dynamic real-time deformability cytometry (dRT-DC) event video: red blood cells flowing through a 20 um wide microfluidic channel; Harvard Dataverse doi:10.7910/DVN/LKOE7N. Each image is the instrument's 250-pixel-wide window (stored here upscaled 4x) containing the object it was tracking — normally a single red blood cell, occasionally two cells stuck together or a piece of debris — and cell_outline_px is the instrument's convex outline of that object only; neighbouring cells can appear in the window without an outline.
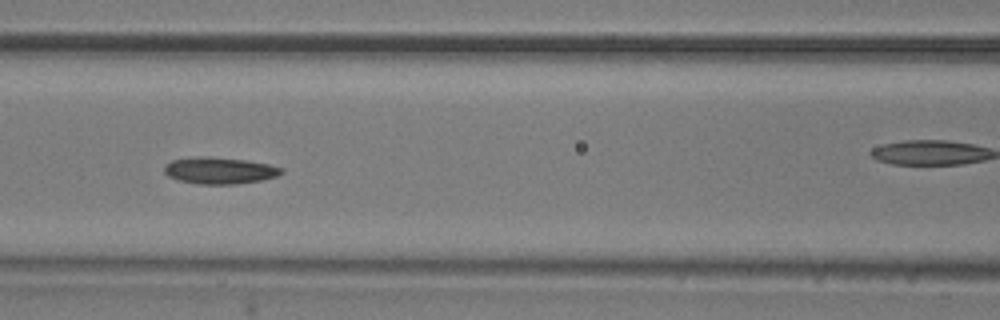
{"species": "common noctule bat (a hibernating species)", "species_latin": "Nyctalus noctula", "temperature_condition": "room temperature", "stored_images_in_passage": 10, "camera_frame_rate_fps": 3000, "um_per_image_px": 0.085, "animal": {"sex": "male", "body_mass_g": 20.5, "forearm_length_mm": 52.5}, "frame": {"image": 1, "passage_image": 7, "time_ms": 2.0, "image_size_px": [1000, 320], "cell_outline_px": [[284, 172], [276, 176], [264, 180], [236, 184], [196, 184], [176, 180], [168, 176], [164, 172], [164, 164], [172, 160], [196, 156], [212, 156], [244, 160], [268, 164], [284, 168]], "centroid_in_image_um": [18.64, 14.49], "position_along_channel_um": 148.0, "area_um2": 18.5}}
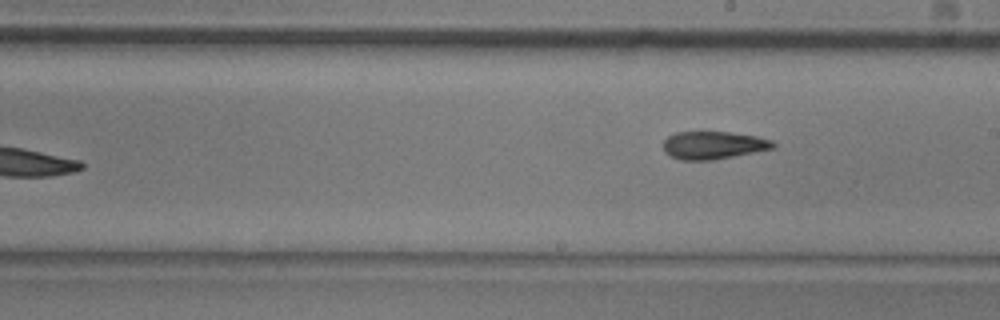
{"frame": {"image": 2, "passage_image": 10, "time_ms": 3.0, "image_size_px": [1000, 320], "cell_outline_px": [[776, 148], [712, 160], [680, 160], [668, 156], [664, 152], [664, 140], [668, 136], [676, 132], [728, 132], [756, 136], [772, 140], [776, 144]], "centroid_in_image_um": [60.62, 12.35], "position_along_channel_um": 228.4, "area_um2": 17.86}}